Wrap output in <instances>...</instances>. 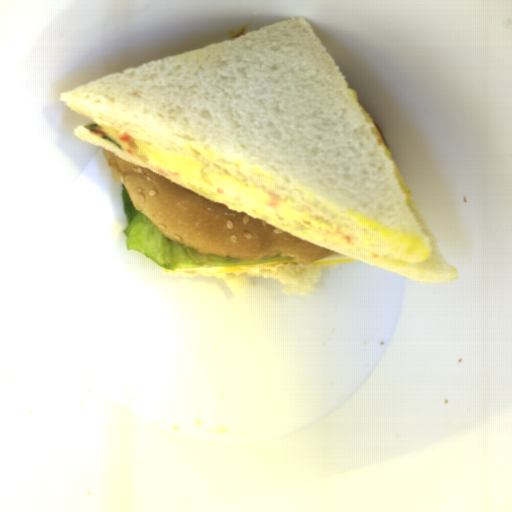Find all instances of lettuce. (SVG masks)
Masks as SVG:
<instances>
[{
    "label": "lettuce",
    "mask_w": 512,
    "mask_h": 512,
    "mask_svg": "<svg viewBox=\"0 0 512 512\" xmlns=\"http://www.w3.org/2000/svg\"><path fill=\"white\" fill-rule=\"evenodd\" d=\"M123 209L127 221L123 229L126 249L137 250L166 270L216 268L261 263H287L295 260L287 254H276L260 259L236 258L203 253L182 243L166 238L157 225L136 210L122 183Z\"/></svg>",
    "instance_id": "1"
}]
</instances>
